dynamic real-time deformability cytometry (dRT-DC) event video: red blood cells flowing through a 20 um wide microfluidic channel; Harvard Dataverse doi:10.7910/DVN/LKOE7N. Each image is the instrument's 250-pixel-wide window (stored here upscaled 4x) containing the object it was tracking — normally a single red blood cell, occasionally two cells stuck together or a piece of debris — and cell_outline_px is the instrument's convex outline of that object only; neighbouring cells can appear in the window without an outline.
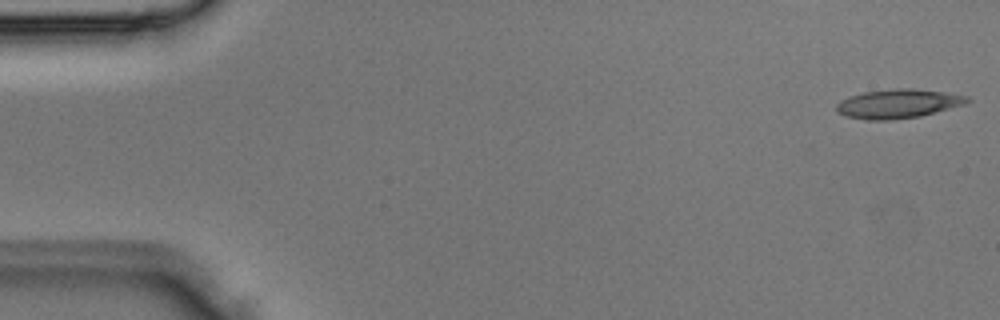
{"species": "Egyptian fruit bat (a non-hibernating species)", "species_latin": "Rousettus aegyptiacus", "temperature_condition": "room temperature", "stored_images_in_passage": 4, "camera_frame_rate_fps": 3000, "um_per_image_px": 0.085, "animal": {"sex": "male"}, "frame": {"image": 1, "passage_image": 1, "time_ms": 0.0, "image_size_px": [1000, 320], "cell_outline_px": [[972, 100], [964, 104], [920, 116], [888, 120], [868, 120], [844, 116], [836, 112], [836, 104], [840, 100], [848, 96], [864, 92], [896, 88], [912, 88], [944, 92], [968, 96]], "centroid_in_image_um": [76.29, 8.81], "position_along_channel_um": 8.7, "area_um2": 22.14}}